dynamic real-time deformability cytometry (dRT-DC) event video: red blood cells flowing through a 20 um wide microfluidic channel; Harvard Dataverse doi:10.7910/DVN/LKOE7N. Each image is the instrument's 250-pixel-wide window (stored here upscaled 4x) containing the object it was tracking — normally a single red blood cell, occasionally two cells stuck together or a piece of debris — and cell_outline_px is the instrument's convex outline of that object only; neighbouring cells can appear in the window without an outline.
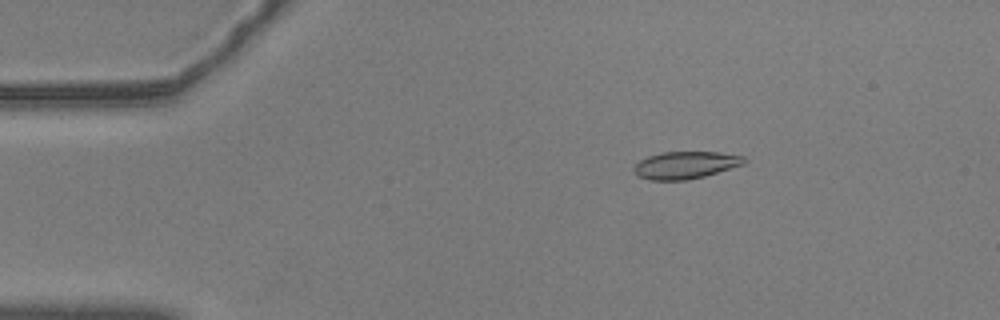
{"species": "common noctule bat (a hibernating species)", "species_latin": "Nyctalus noctula", "temperature_condition": "warm", "stored_images_in_passage": 57, "camera_frame_rate_fps": 3000, "um_per_image_px": 0.085, "animal": {"sex": "male", "body_mass_g": 20.5, "forearm_length_mm": 52.5}, "frame": {"image": 1, "passage_image": 10, "time_ms": 3.0, "image_size_px": [1000, 320], "cell_outline_px": [[748, 160], [744, 164], [704, 176], [688, 180], [652, 180], [640, 176], [632, 168], [640, 160], [648, 156], [664, 152], [720, 152], [744, 156]], "centroid_in_image_um": [58.3, 14.02], "position_along_channel_um": 26.7, "area_um2": 17.4}}
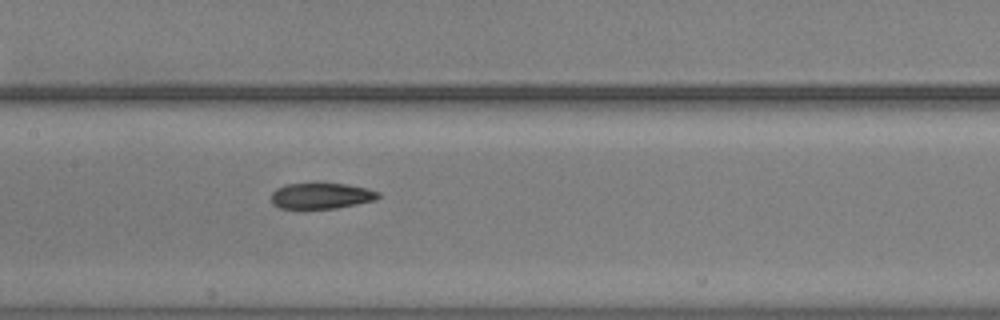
{"frame": {"image": 2, "passage_image": 28, "time_ms": 9.0, "image_size_px": [1000, 320], "cell_outline_px": [[380, 196], [376, 200], [336, 208], [280, 208], [272, 204], [272, 192], [276, 188], [284, 184], [348, 184], [368, 188], [380, 192]], "centroid_in_image_um": [27.33, 16.64], "position_along_channel_um": 180.1, "area_um2": 16.07}}
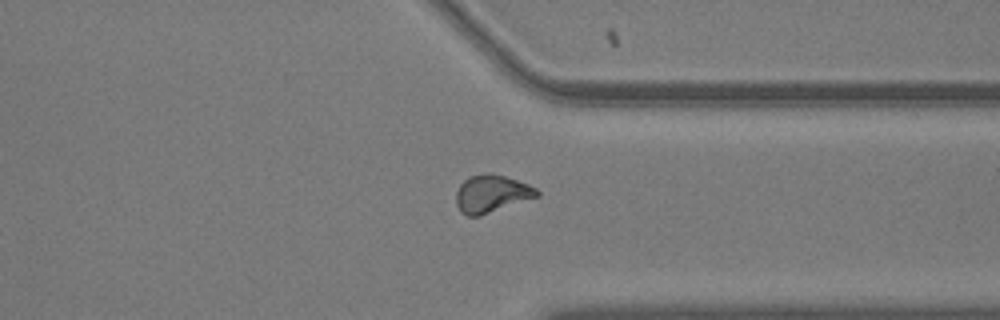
{"frame": {"image": 3, "passage_image": 44, "time_ms": 14.333, "image_size_px": [1000, 320], "cell_outline_px": [[540, 196], [480, 216], [468, 216], [460, 212], [456, 204], [456, 192], [460, 184], [468, 176], [488, 172], [504, 176], [528, 184], [536, 188], [540, 192]], "centroid_in_image_um": [41.77, 16.47], "position_along_channel_um": 369.6, "area_um2": 17.86}, "authors_computed_cell_mechanics": {"area_um2": 17.3978, "velocity_mm_per_s": 3.5839, "shape_relaxation_time_tau1_ms": 5.2812, "shape_relaxation_time_tau2_ms": 2.6537, "deformation_change_tau1": 0.1591, "deformation_change_tau2": 0.0909}}